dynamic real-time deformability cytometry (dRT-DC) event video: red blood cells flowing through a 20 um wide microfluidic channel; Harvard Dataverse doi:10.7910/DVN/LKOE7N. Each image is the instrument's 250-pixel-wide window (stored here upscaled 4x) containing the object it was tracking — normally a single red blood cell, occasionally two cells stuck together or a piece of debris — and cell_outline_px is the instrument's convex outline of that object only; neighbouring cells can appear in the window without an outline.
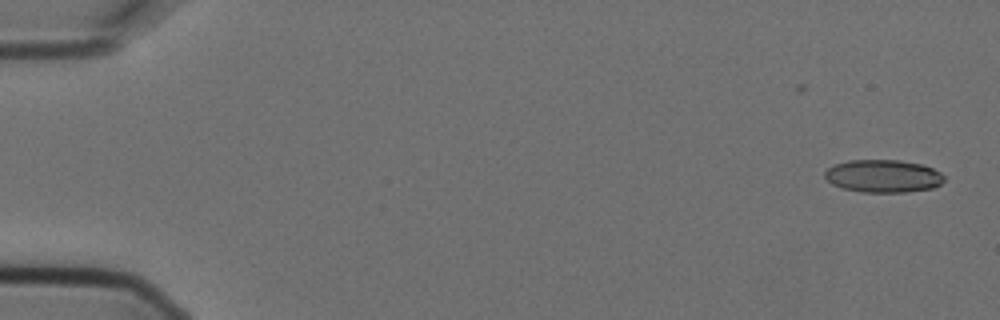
{"species": "Egyptian fruit bat (a non-hibernating species)", "species_latin": "Rousettus aegyptiacus", "temperature_condition": "cold", "stored_images_in_passage": 6, "camera_frame_rate_fps": 3000, "um_per_image_px": 0.085, "animal": {"sex": "female"}, "frame": {"image": 1, "passage_image": 1, "time_ms": 0.0, "image_size_px": [1000, 320], "cell_outline_px": [[944, 180], [940, 184], [932, 188], [904, 192], [860, 192], [844, 188], [832, 184], [824, 176], [824, 172], [828, 168], [836, 164], [848, 160], [900, 160], [920, 164], [932, 168], [940, 172], [944, 176]], "centroid_in_image_um": [75.06, 14.96], "position_along_channel_um": 9.9, "area_um2": 22.66}}
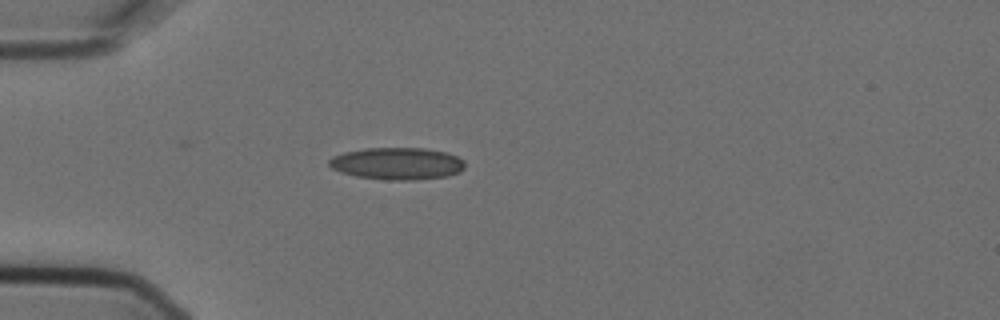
{"frame": {"image": 2, "passage_image": 5, "time_ms": 1.333, "image_size_px": [1000, 320], "cell_outline_px": [[464, 168], [460, 172], [448, 176], [412, 180], [388, 180], [356, 176], [340, 172], [332, 168], [328, 164], [328, 160], [332, 156], [344, 152], [364, 148], [424, 148], [448, 152], [464, 160]], "centroid_in_image_um": [33.76, 13.9], "position_along_channel_um": 51.2, "area_um2": 25.61}}